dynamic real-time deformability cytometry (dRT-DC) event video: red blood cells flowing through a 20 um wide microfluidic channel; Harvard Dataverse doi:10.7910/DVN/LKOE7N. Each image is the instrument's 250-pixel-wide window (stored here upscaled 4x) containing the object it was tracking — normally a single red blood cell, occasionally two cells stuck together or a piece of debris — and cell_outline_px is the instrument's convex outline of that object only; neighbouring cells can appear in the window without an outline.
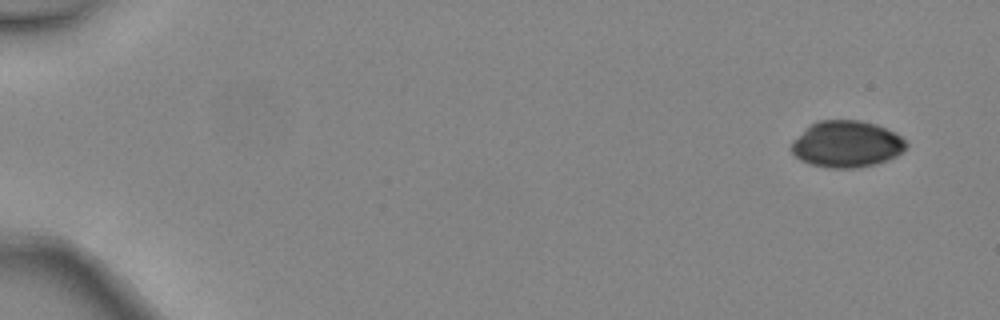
{"species": "common noctule bat (a hibernating species)", "species_latin": "Nyctalus noctula", "temperature_condition": "warm", "stored_images_in_passage": 4, "camera_frame_rate_fps": 3000, "um_per_image_px": 0.085, "animal": {"sex": "female", "body_mass_g": 24.6, "forearm_length_mm": 56.2}, "frame": {"image": 1, "passage_image": 1, "time_ms": 0.0, "image_size_px": [1000, 320], "cell_outline_px": [[908, 144], [896, 156], [888, 160], [876, 164], [856, 168], [828, 168], [812, 164], [800, 160], [792, 152], [792, 140], [812, 124], [820, 120], [860, 120], [876, 124], [900, 136]], "centroid_in_image_um": [71.96, 12.26], "position_along_channel_um": 13.0, "area_um2": 30.87}}